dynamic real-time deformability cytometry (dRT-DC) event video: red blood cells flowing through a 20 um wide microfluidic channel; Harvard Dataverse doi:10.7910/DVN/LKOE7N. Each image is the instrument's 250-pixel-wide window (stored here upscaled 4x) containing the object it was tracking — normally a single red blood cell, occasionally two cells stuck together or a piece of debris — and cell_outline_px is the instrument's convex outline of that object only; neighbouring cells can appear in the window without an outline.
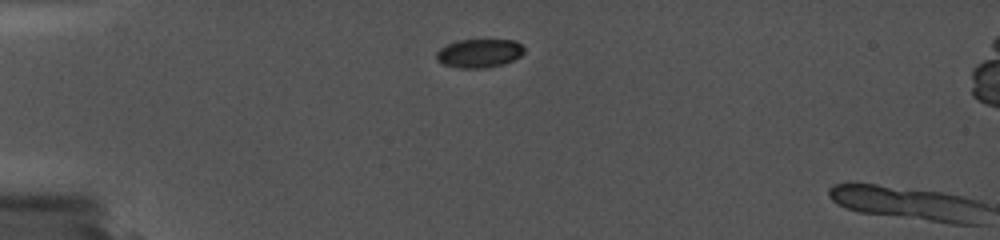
{"species": "common noctule bat (a hibernating species)", "species_latin": "Nyctalus noctula", "temperature_condition": "cold", "stored_images_in_passage": 4, "camera_frame_rate_fps": 5000, "um_per_image_px": 0.085, "animal": {"sex": "female", "body_mass_g": 19.0, "forearm_length_mm": 56.7}, "frame": {"image": 1, "passage_image": 3, "time_ms": 0.8, "image_size_px": [1000, 240], "cell_outline_px": [[524, 52], [520, 56], [504, 64], [484, 68], [460, 68], [444, 64], [436, 60], [436, 52], [440, 48], [456, 40], [516, 40], [524, 48]], "centroid_in_image_um": [40.72, 4.52], "position_along_channel_um": 44.3, "area_um2": 14.62}}